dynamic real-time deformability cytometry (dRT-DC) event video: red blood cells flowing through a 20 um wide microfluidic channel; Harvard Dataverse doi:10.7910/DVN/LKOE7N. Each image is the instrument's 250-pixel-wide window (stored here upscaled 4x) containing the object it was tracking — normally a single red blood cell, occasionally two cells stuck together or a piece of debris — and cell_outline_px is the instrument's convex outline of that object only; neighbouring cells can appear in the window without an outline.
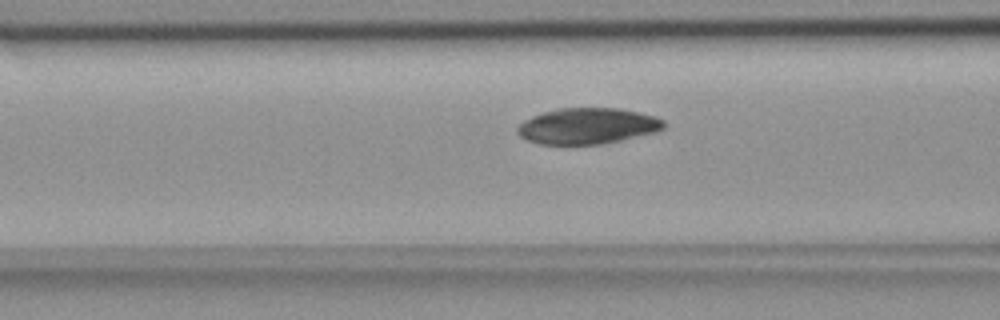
{"species": "common noctule bat (a hibernating species)", "species_latin": "Nyctalus noctula", "temperature_condition": "room temperature", "stored_images_in_passage": 56, "camera_frame_rate_fps": 3000, "um_per_image_px": 0.085, "animal": {"sex": "female", "body_mass_g": 18.4}, "frame": {"image": 1, "passage_image": 22, "time_ms": 7.0, "image_size_px": [1000, 320], "cell_outline_px": [[664, 128], [656, 132], [620, 140], [600, 144], [540, 144], [528, 140], [520, 136], [516, 132], [516, 128], [524, 120], [532, 116], [544, 112], [560, 108], [620, 108], [656, 116], [664, 120]], "centroid_in_image_um": [49.94, 10.7], "position_along_channel_um": 116.7, "area_um2": 30.63}}
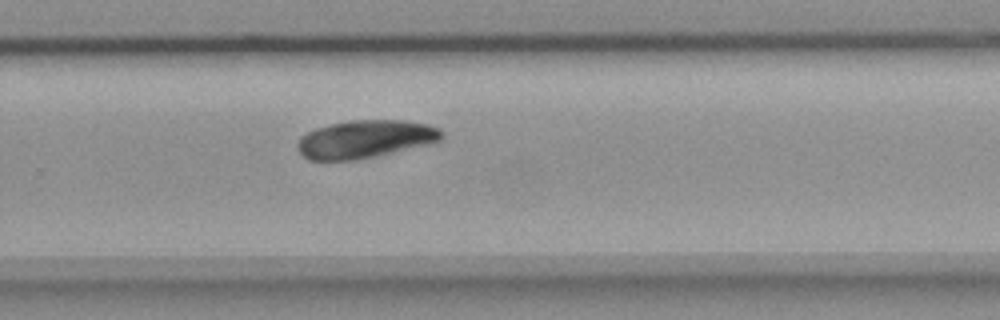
{"frame": {"image": 2, "passage_image": 37, "time_ms": 12.0, "image_size_px": [1000, 320], "cell_outline_px": [[444, 136], [440, 140], [376, 156], [356, 160], [308, 160], [296, 148], [296, 144], [300, 136], [316, 128], [332, 124], [352, 120], [404, 120], [428, 124], [444, 132]], "centroid_in_image_um": [31.0, 11.82], "position_along_channel_um": 298.8, "area_um2": 31.56}}
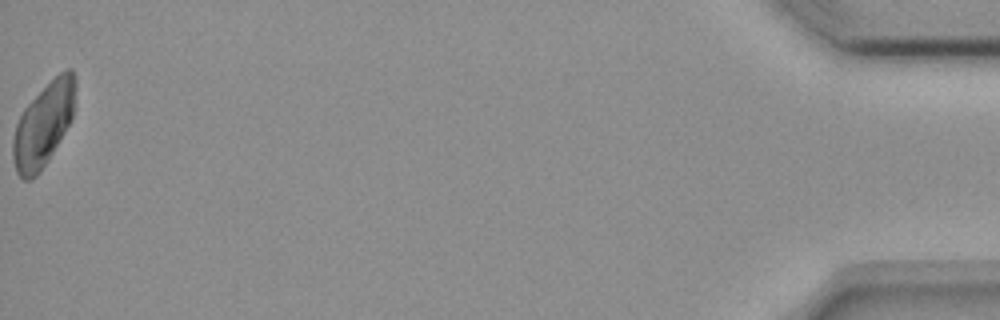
{"frame": {"image": 3, "passage_image": 56, "time_ms": 18.333, "image_size_px": [1000, 320], "cell_outline_px": [[76, 88], [72, 120], [40, 172], [32, 180], [24, 180], [16, 172], [12, 156], [12, 140], [16, 124], [24, 108], [60, 72], [68, 68], [72, 68], [76, 80]], "centroid_in_image_um": [3.69, 10.61], "position_along_channel_um": 431.5, "area_um2": 30.17}}